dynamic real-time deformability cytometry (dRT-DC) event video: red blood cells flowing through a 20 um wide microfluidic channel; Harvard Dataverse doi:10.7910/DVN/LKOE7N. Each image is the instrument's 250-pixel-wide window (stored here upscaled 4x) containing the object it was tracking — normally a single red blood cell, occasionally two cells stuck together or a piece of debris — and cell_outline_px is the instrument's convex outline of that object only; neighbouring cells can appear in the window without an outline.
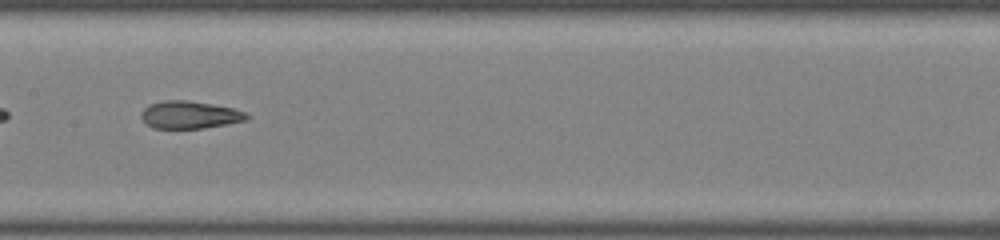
{"species": "common noctule bat (a hibernating species)", "species_latin": "Nyctalus noctula", "temperature_condition": "room temperature", "stored_images_in_passage": 54, "camera_frame_rate_fps": 3000, "um_per_image_px": 0.085, "animal": {"sex": "female", "body_mass_g": 22.0, "forearm_length_mm": 56.7}, "frame": {"image": 1, "passage_image": 31, "time_ms": 10.0, "image_size_px": [1000, 240], "cell_outline_px": [[252, 116], [248, 120], [228, 124], [204, 128], [152, 128], [140, 116], [140, 112], [148, 104], [164, 100], [188, 100], [212, 104], [232, 108], [244, 112]], "centroid_in_image_um": [16.13, 9.75], "position_along_channel_um": 191.3, "area_um2": 17.05}, "authors_computed_cell_mechanics": {"area_um2": 20.6635, "velocity_mm_per_s": 3.9896, "shape_relaxation_time_tau1_ms": null, "shape_relaxation_time_tau2_ms": 1.5927, "deformation_change_tau1": null, "deformation_change_tau2": 0.0951}}